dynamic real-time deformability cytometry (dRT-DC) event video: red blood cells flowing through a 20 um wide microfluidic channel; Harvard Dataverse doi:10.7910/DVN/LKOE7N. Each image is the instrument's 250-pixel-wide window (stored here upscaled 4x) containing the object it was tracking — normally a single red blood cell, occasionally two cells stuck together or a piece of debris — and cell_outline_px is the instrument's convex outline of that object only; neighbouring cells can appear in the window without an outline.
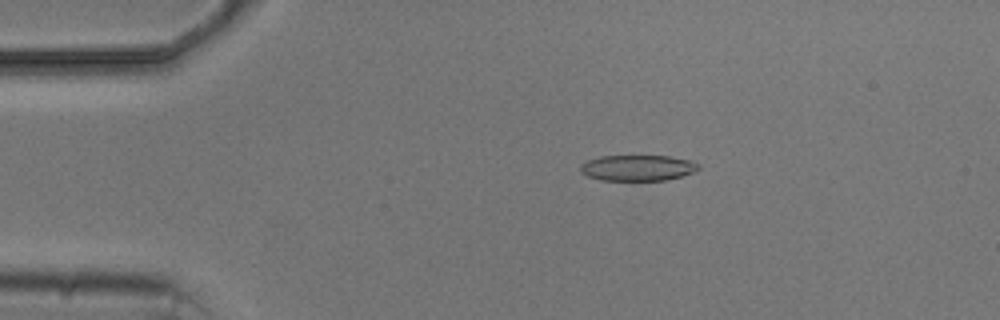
{"species": "common noctule bat (a hibernating species)", "species_latin": "Nyctalus noctula", "temperature_condition": "cold", "stored_images_in_passage": 5, "camera_frame_rate_fps": 3000, "um_per_image_px": 0.085, "animal": {"sex": "male", "body_mass_g": 20.5, "forearm_length_mm": 52.5}, "frame": {"image": 1, "passage_image": 3, "time_ms": 2.333, "image_size_px": [1000, 320], "cell_outline_px": [[700, 168], [692, 172], [668, 180], [600, 180], [588, 176], [580, 172], [580, 164], [588, 160], [600, 156], [668, 156], [688, 160], [700, 164]], "centroid_in_image_um": [54.17, 14.27], "position_along_channel_um": 30.8, "area_um2": 17.69}}
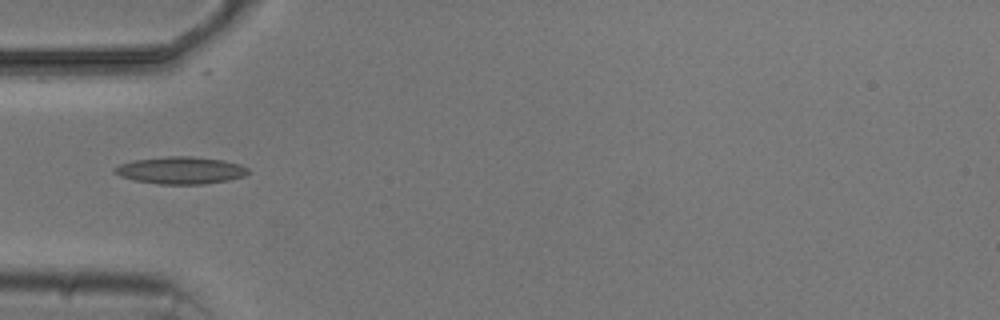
{"frame": {"image": 2, "passage_image": 5, "time_ms": 4.667, "image_size_px": [1000, 320], "cell_outline_px": [[248, 172], [244, 176], [228, 180], [204, 184], [160, 184], [136, 180], [120, 176], [112, 172], [112, 168], [120, 164], [132, 160], [168, 156], [192, 156], [224, 160], [240, 164], [248, 168]], "centroid_in_image_um": [15.34, 14.47], "position_along_channel_um": 69.7, "area_um2": 21.21}}